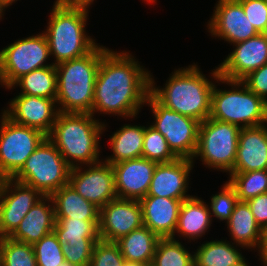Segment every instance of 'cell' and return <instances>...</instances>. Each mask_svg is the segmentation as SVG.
<instances>
[{
	"instance_id": "45",
	"label": "cell",
	"mask_w": 267,
	"mask_h": 266,
	"mask_svg": "<svg viewBox=\"0 0 267 266\" xmlns=\"http://www.w3.org/2000/svg\"><path fill=\"white\" fill-rule=\"evenodd\" d=\"M16 1L18 0H0V4L4 8V10H6V8L11 6L12 3H15Z\"/></svg>"
},
{
	"instance_id": "19",
	"label": "cell",
	"mask_w": 267,
	"mask_h": 266,
	"mask_svg": "<svg viewBox=\"0 0 267 266\" xmlns=\"http://www.w3.org/2000/svg\"><path fill=\"white\" fill-rule=\"evenodd\" d=\"M190 159L177 158L169 163H157L146 196H159L185 200L188 194L190 171L194 168Z\"/></svg>"
},
{
	"instance_id": "7",
	"label": "cell",
	"mask_w": 267,
	"mask_h": 266,
	"mask_svg": "<svg viewBox=\"0 0 267 266\" xmlns=\"http://www.w3.org/2000/svg\"><path fill=\"white\" fill-rule=\"evenodd\" d=\"M70 171L71 167L46 137L13 179L33 187L43 196H51L62 186L69 184Z\"/></svg>"
},
{
	"instance_id": "25",
	"label": "cell",
	"mask_w": 267,
	"mask_h": 266,
	"mask_svg": "<svg viewBox=\"0 0 267 266\" xmlns=\"http://www.w3.org/2000/svg\"><path fill=\"white\" fill-rule=\"evenodd\" d=\"M226 224L235 245L251 249V251L258 249L263 230L255 221L247 202L238 201Z\"/></svg>"
},
{
	"instance_id": "50",
	"label": "cell",
	"mask_w": 267,
	"mask_h": 266,
	"mask_svg": "<svg viewBox=\"0 0 267 266\" xmlns=\"http://www.w3.org/2000/svg\"><path fill=\"white\" fill-rule=\"evenodd\" d=\"M3 236L0 235V257H1V245H2Z\"/></svg>"
},
{
	"instance_id": "36",
	"label": "cell",
	"mask_w": 267,
	"mask_h": 266,
	"mask_svg": "<svg viewBox=\"0 0 267 266\" xmlns=\"http://www.w3.org/2000/svg\"><path fill=\"white\" fill-rule=\"evenodd\" d=\"M210 201L211 217L215 216L218 220L227 222L239 200L235 189L226 181L221 192L211 196Z\"/></svg>"
},
{
	"instance_id": "44",
	"label": "cell",
	"mask_w": 267,
	"mask_h": 266,
	"mask_svg": "<svg viewBox=\"0 0 267 266\" xmlns=\"http://www.w3.org/2000/svg\"><path fill=\"white\" fill-rule=\"evenodd\" d=\"M7 179L8 178L0 171V197Z\"/></svg>"
},
{
	"instance_id": "29",
	"label": "cell",
	"mask_w": 267,
	"mask_h": 266,
	"mask_svg": "<svg viewBox=\"0 0 267 266\" xmlns=\"http://www.w3.org/2000/svg\"><path fill=\"white\" fill-rule=\"evenodd\" d=\"M17 86L21 88L18 94L49 98L56 101L57 72L55 65L33 70L19 78L12 87L7 89H14Z\"/></svg>"
},
{
	"instance_id": "11",
	"label": "cell",
	"mask_w": 267,
	"mask_h": 266,
	"mask_svg": "<svg viewBox=\"0 0 267 266\" xmlns=\"http://www.w3.org/2000/svg\"><path fill=\"white\" fill-rule=\"evenodd\" d=\"M1 114L0 171L7 178H13L47 136L37 129L16 124Z\"/></svg>"
},
{
	"instance_id": "5",
	"label": "cell",
	"mask_w": 267,
	"mask_h": 266,
	"mask_svg": "<svg viewBox=\"0 0 267 266\" xmlns=\"http://www.w3.org/2000/svg\"><path fill=\"white\" fill-rule=\"evenodd\" d=\"M108 49L99 44L85 56L55 66L59 112L91 114L97 72Z\"/></svg>"
},
{
	"instance_id": "24",
	"label": "cell",
	"mask_w": 267,
	"mask_h": 266,
	"mask_svg": "<svg viewBox=\"0 0 267 266\" xmlns=\"http://www.w3.org/2000/svg\"><path fill=\"white\" fill-rule=\"evenodd\" d=\"M55 218L99 221V208L84 199L70 184L62 186L50 196Z\"/></svg>"
},
{
	"instance_id": "15",
	"label": "cell",
	"mask_w": 267,
	"mask_h": 266,
	"mask_svg": "<svg viewBox=\"0 0 267 266\" xmlns=\"http://www.w3.org/2000/svg\"><path fill=\"white\" fill-rule=\"evenodd\" d=\"M215 5L207 23L211 36L233 45L259 34L238 0H218Z\"/></svg>"
},
{
	"instance_id": "6",
	"label": "cell",
	"mask_w": 267,
	"mask_h": 266,
	"mask_svg": "<svg viewBox=\"0 0 267 266\" xmlns=\"http://www.w3.org/2000/svg\"><path fill=\"white\" fill-rule=\"evenodd\" d=\"M214 70V71H213ZM210 78L225 83L231 89H219L214 84L211 93L210 118L228 122L240 128L259 126L267 123V102L250 91L242 81H234L219 76L217 67ZM220 82V83H219Z\"/></svg>"
},
{
	"instance_id": "35",
	"label": "cell",
	"mask_w": 267,
	"mask_h": 266,
	"mask_svg": "<svg viewBox=\"0 0 267 266\" xmlns=\"http://www.w3.org/2000/svg\"><path fill=\"white\" fill-rule=\"evenodd\" d=\"M37 266H59L65 261L61 245L54 231L33 244Z\"/></svg>"
},
{
	"instance_id": "28",
	"label": "cell",
	"mask_w": 267,
	"mask_h": 266,
	"mask_svg": "<svg viewBox=\"0 0 267 266\" xmlns=\"http://www.w3.org/2000/svg\"><path fill=\"white\" fill-rule=\"evenodd\" d=\"M232 243V244H231ZM244 247L234 245L231 241L226 240H211L202 243L195 250L194 263L195 266H233L240 262L244 255L237 248Z\"/></svg>"
},
{
	"instance_id": "18",
	"label": "cell",
	"mask_w": 267,
	"mask_h": 266,
	"mask_svg": "<svg viewBox=\"0 0 267 266\" xmlns=\"http://www.w3.org/2000/svg\"><path fill=\"white\" fill-rule=\"evenodd\" d=\"M157 162L144 157L112 164L117 198L141 200L150 188Z\"/></svg>"
},
{
	"instance_id": "31",
	"label": "cell",
	"mask_w": 267,
	"mask_h": 266,
	"mask_svg": "<svg viewBox=\"0 0 267 266\" xmlns=\"http://www.w3.org/2000/svg\"><path fill=\"white\" fill-rule=\"evenodd\" d=\"M150 266H195L194 254L179 240L161 238Z\"/></svg>"
},
{
	"instance_id": "47",
	"label": "cell",
	"mask_w": 267,
	"mask_h": 266,
	"mask_svg": "<svg viewBox=\"0 0 267 266\" xmlns=\"http://www.w3.org/2000/svg\"><path fill=\"white\" fill-rule=\"evenodd\" d=\"M233 266H249V265L246 262V259L244 257L240 262H238L236 265H233Z\"/></svg>"
},
{
	"instance_id": "26",
	"label": "cell",
	"mask_w": 267,
	"mask_h": 266,
	"mask_svg": "<svg viewBox=\"0 0 267 266\" xmlns=\"http://www.w3.org/2000/svg\"><path fill=\"white\" fill-rule=\"evenodd\" d=\"M160 239L148 227L142 226L119 238L115 243L125 261L151 265Z\"/></svg>"
},
{
	"instance_id": "42",
	"label": "cell",
	"mask_w": 267,
	"mask_h": 266,
	"mask_svg": "<svg viewBox=\"0 0 267 266\" xmlns=\"http://www.w3.org/2000/svg\"><path fill=\"white\" fill-rule=\"evenodd\" d=\"M259 252H257L260 256L261 265L267 266V228L263 229L260 244L257 249Z\"/></svg>"
},
{
	"instance_id": "23",
	"label": "cell",
	"mask_w": 267,
	"mask_h": 266,
	"mask_svg": "<svg viewBox=\"0 0 267 266\" xmlns=\"http://www.w3.org/2000/svg\"><path fill=\"white\" fill-rule=\"evenodd\" d=\"M202 198L191 196L182 201L179 210L176 233L179 237L191 240H198L205 235L210 228L213 218L211 217L209 205Z\"/></svg>"
},
{
	"instance_id": "2",
	"label": "cell",
	"mask_w": 267,
	"mask_h": 266,
	"mask_svg": "<svg viewBox=\"0 0 267 266\" xmlns=\"http://www.w3.org/2000/svg\"><path fill=\"white\" fill-rule=\"evenodd\" d=\"M200 70L197 63L176 69L163 88L156 87L150 75V94L166 108L202 123L210 117L215 82L209 81Z\"/></svg>"
},
{
	"instance_id": "34",
	"label": "cell",
	"mask_w": 267,
	"mask_h": 266,
	"mask_svg": "<svg viewBox=\"0 0 267 266\" xmlns=\"http://www.w3.org/2000/svg\"><path fill=\"white\" fill-rule=\"evenodd\" d=\"M142 157L157 163H169L177 159L165 137L151 125L145 127Z\"/></svg>"
},
{
	"instance_id": "43",
	"label": "cell",
	"mask_w": 267,
	"mask_h": 266,
	"mask_svg": "<svg viewBox=\"0 0 267 266\" xmlns=\"http://www.w3.org/2000/svg\"><path fill=\"white\" fill-rule=\"evenodd\" d=\"M67 4H78V5H92L94 0H59Z\"/></svg>"
},
{
	"instance_id": "46",
	"label": "cell",
	"mask_w": 267,
	"mask_h": 266,
	"mask_svg": "<svg viewBox=\"0 0 267 266\" xmlns=\"http://www.w3.org/2000/svg\"><path fill=\"white\" fill-rule=\"evenodd\" d=\"M124 266H150V265L125 261Z\"/></svg>"
},
{
	"instance_id": "9",
	"label": "cell",
	"mask_w": 267,
	"mask_h": 266,
	"mask_svg": "<svg viewBox=\"0 0 267 266\" xmlns=\"http://www.w3.org/2000/svg\"><path fill=\"white\" fill-rule=\"evenodd\" d=\"M50 57L49 44L43 31L8 44L0 50V85L10 88L31 71L54 65L53 62L46 63Z\"/></svg>"
},
{
	"instance_id": "10",
	"label": "cell",
	"mask_w": 267,
	"mask_h": 266,
	"mask_svg": "<svg viewBox=\"0 0 267 266\" xmlns=\"http://www.w3.org/2000/svg\"><path fill=\"white\" fill-rule=\"evenodd\" d=\"M146 104L150 106L155 119L151 126L165 137L173 154L177 158L192 160L198 145L200 122L166 108L151 94Z\"/></svg>"
},
{
	"instance_id": "32",
	"label": "cell",
	"mask_w": 267,
	"mask_h": 266,
	"mask_svg": "<svg viewBox=\"0 0 267 266\" xmlns=\"http://www.w3.org/2000/svg\"><path fill=\"white\" fill-rule=\"evenodd\" d=\"M228 183L235 189L238 200L246 202L267 193V170L231 172Z\"/></svg>"
},
{
	"instance_id": "4",
	"label": "cell",
	"mask_w": 267,
	"mask_h": 266,
	"mask_svg": "<svg viewBox=\"0 0 267 266\" xmlns=\"http://www.w3.org/2000/svg\"><path fill=\"white\" fill-rule=\"evenodd\" d=\"M48 26L43 33L46 35L50 55L54 65L85 56L99 43L88 36L86 24L90 9L89 5L67 4L54 1Z\"/></svg>"
},
{
	"instance_id": "13",
	"label": "cell",
	"mask_w": 267,
	"mask_h": 266,
	"mask_svg": "<svg viewBox=\"0 0 267 266\" xmlns=\"http://www.w3.org/2000/svg\"><path fill=\"white\" fill-rule=\"evenodd\" d=\"M8 103L2 113L12 122L50 134L59 113L54 99L19 94Z\"/></svg>"
},
{
	"instance_id": "48",
	"label": "cell",
	"mask_w": 267,
	"mask_h": 266,
	"mask_svg": "<svg viewBox=\"0 0 267 266\" xmlns=\"http://www.w3.org/2000/svg\"><path fill=\"white\" fill-rule=\"evenodd\" d=\"M4 8L1 6V4H0V20H2V17L4 16Z\"/></svg>"
},
{
	"instance_id": "38",
	"label": "cell",
	"mask_w": 267,
	"mask_h": 266,
	"mask_svg": "<svg viewBox=\"0 0 267 266\" xmlns=\"http://www.w3.org/2000/svg\"><path fill=\"white\" fill-rule=\"evenodd\" d=\"M97 241H82L61 245L65 261L75 266H89Z\"/></svg>"
},
{
	"instance_id": "17",
	"label": "cell",
	"mask_w": 267,
	"mask_h": 266,
	"mask_svg": "<svg viewBox=\"0 0 267 266\" xmlns=\"http://www.w3.org/2000/svg\"><path fill=\"white\" fill-rule=\"evenodd\" d=\"M43 197L33 187L8 178L0 197V235L9 237Z\"/></svg>"
},
{
	"instance_id": "22",
	"label": "cell",
	"mask_w": 267,
	"mask_h": 266,
	"mask_svg": "<svg viewBox=\"0 0 267 266\" xmlns=\"http://www.w3.org/2000/svg\"><path fill=\"white\" fill-rule=\"evenodd\" d=\"M55 222L53 200L50 196H44L30 209L9 237L33 245L53 231Z\"/></svg>"
},
{
	"instance_id": "8",
	"label": "cell",
	"mask_w": 267,
	"mask_h": 266,
	"mask_svg": "<svg viewBox=\"0 0 267 266\" xmlns=\"http://www.w3.org/2000/svg\"><path fill=\"white\" fill-rule=\"evenodd\" d=\"M240 130L237 125L207 118L199 125L198 145L192 161L200 157L206 168L230 174L237 156Z\"/></svg>"
},
{
	"instance_id": "40",
	"label": "cell",
	"mask_w": 267,
	"mask_h": 266,
	"mask_svg": "<svg viewBox=\"0 0 267 266\" xmlns=\"http://www.w3.org/2000/svg\"><path fill=\"white\" fill-rule=\"evenodd\" d=\"M242 82L250 91L267 102V64L251 72Z\"/></svg>"
},
{
	"instance_id": "21",
	"label": "cell",
	"mask_w": 267,
	"mask_h": 266,
	"mask_svg": "<svg viewBox=\"0 0 267 266\" xmlns=\"http://www.w3.org/2000/svg\"><path fill=\"white\" fill-rule=\"evenodd\" d=\"M182 201L159 196H145L140 200L143 226L148 227L160 238H172L175 235Z\"/></svg>"
},
{
	"instance_id": "30",
	"label": "cell",
	"mask_w": 267,
	"mask_h": 266,
	"mask_svg": "<svg viewBox=\"0 0 267 266\" xmlns=\"http://www.w3.org/2000/svg\"><path fill=\"white\" fill-rule=\"evenodd\" d=\"M54 233L59 244L82 241H99V221L76 220L73 218H55Z\"/></svg>"
},
{
	"instance_id": "49",
	"label": "cell",
	"mask_w": 267,
	"mask_h": 266,
	"mask_svg": "<svg viewBox=\"0 0 267 266\" xmlns=\"http://www.w3.org/2000/svg\"><path fill=\"white\" fill-rule=\"evenodd\" d=\"M59 266H75V265H72V264H70L69 262L64 261V262L61 263Z\"/></svg>"
},
{
	"instance_id": "41",
	"label": "cell",
	"mask_w": 267,
	"mask_h": 266,
	"mask_svg": "<svg viewBox=\"0 0 267 266\" xmlns=\"http://www.w3.org/2000/svg\"><path fill=\"white\" fill-rule=\"evenodd\" d=\"M255 218L257 224L261 229L267 228V193L258 195L246 201Z\"/></svg>"
},
{
	"instance_id": "27",
	"label": "cell",
	"mask_w": 267,
	"mask_h": 266,
	"mask_svg": "<svg viewBox=\"0 0 267 266\" xmlns=\"http://www.w3.org/2000/svg\"><path fill=\"white\" fill-rule=\"evenodd\" d=\"M144 132V125L125 124L117 129L109 139L113 155L103 161L112 165L142 157Z\"/></svg>"
},
{
	"instance_id": "14",
	"label": "cell",
	"mask_w": 267,
	"mask_h": 266,
	"mask_svg": "<svg viewBox=\"0 0 267 266\" xmlns=\"http://www.w3.org/2000/svg\"><path fill=\"white\" fill-rule=\"evenodd\" d=\"M142 226L139 200L116 198L99 209V235L103 241L115 242Z\"/></svg>"
},
{
	"instance_id": "51",
	"label": "cell",
	"mask_w": 267,
	"mask_h": 266,
	"mask_svg": "<svg viewBox=\"0 0 267 266\" xmlns=\"http://www.w3.org/2000/svg\"><path fill=\"white\" fill-rule=\"evenodd\" d=\"M144 1L148 2L149 4H150V3H153V2H154V3L157 2L156 0H144Z\"/></svg>"
},
{
	"instance_id": "20",
	"label": "cell",
	"mask_w": 267,
	"mask_h": 266,
	"mask_svg": "<svg viewBox=\"0 0 267 266\" xmlns=\"http://www.w3.org/2000/svg\"><path fill=\"white\" fill-rule=\"evenodd\" d=\"M266 124L241 128L232 172L267 170Z\"/></svg>"
},
{
	"instance_id": "37",
	"label": "cell",
	"mask_w": 267,
	"mask_h": 266,
	"mask_svg": "<svg viewBox=\"0 0 267 266\" xmlns=\"http://www.w3.org/2000/svg\"><path fill=\"white\" fill-rule=\"evenodd\" d=\"M125 259L115 242H96L89 266H124Z\"/></svg>"
},
{
	"instance_id": "16",
	"label": "cell",
	"mask_w": 267,
	"mask_h": 266,
	"mask_svg": "<svg viewBox=\"0 0 267 266\" xmlns=\"http://www.w3.org/2000/svg\"><path fill=\"white\" fill-rule=\"evenodd\" d=\"M233 46L234 50L217 66L220 77L242 81L267 64V34H258Z\"/></svg>"
},
{
	"instance_id": "39",
	"label": "cell",
	"mask_w": 267,
	"mask_h": 266,
	"mask_svg": "<svg viewBox=\"0 0 267 266\" xmlns=\"http://www.w3.org/2000/svg\"><path fill=\"white\" fill-rule=\"evenodd\" d=\"M259 34H267V0H238Z\"/></svg>"
},
{
	"instance_id": "3",
	"label": "cell",
	"mask_w": 267,
	"mask_h": 266,
	"mask_svg": "<svg viewBox=\"0 0 267 266\" xmlns=\"http://www.w3.org/2000/svg\"><path fill=\"white\" fill-rule=\"evenodd\" d=\"M106 124L88 113L59 112L47 138L73 168L102 161L100 141Z\"/></svg>"
},
{
	"instance_id": "1",
	"label": "cell",
	"mask_w": 267,
	"mask_h": 266,
	"mask_svg": "<svg viewBox=\"0 0 267 266\" xmlns=\"http://www.w3.org/2000/svg\"><path fill=\"white\" fill-rule=\"evenodd\" d=\"M128 52L108 49L97 72L91 114L135 118L150 94V71Z\"/></svg>"
},
{
	"instance_id": "33",
	"label": "cell",
	"mask_w": 267,
	"mask_h": 266,
	"mask_svg": "<svg viewBox=\"0 0 267 266\" xmlns=\"http://www.w3.org/2000/svg\"><path fill=\"white\" fill-rule=\"evenodd\" d=\"M0 266H37L33 245L3 237Z\"/></svg>"
},
{
	"instance_id": "12",
	"label": "cell",
	"mask_w": 267,
	"mask_h": 266,
	"mask_svg": "<svg viewBox=\"0 0 267 266\" xmlns=\"http://www.w3.org/2000/svg\"><path fill=\"white\" fill-rule=\"evenodd\" d=\"M87 167L84 166L85 169L82 166L71 168L69 184L84 199L100 209L117 198L115 173L112 165L104 161L87 165Z\"/></svg>"
}]
</instances>
